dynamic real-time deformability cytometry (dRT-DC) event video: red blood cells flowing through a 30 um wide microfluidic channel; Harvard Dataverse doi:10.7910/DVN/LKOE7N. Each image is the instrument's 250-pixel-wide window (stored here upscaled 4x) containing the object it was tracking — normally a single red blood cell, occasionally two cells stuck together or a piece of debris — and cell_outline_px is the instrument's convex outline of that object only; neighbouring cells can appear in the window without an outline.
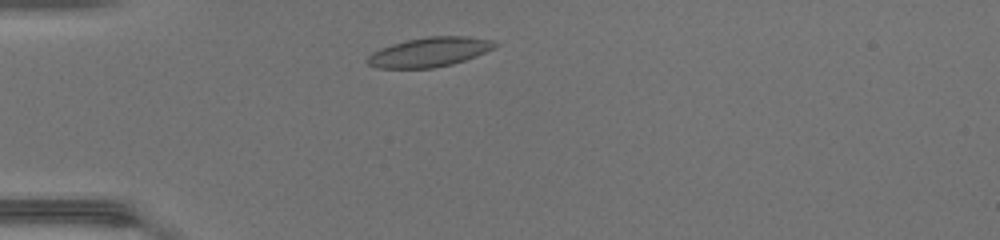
{"species": "common noctule bat (a hibernating species)", "species_latin": "Nyctalus noctula", "temperature_condition": "warm", "stored_images_in_passage": 38, "camera_frame_rate_fps": 3000, "um_per_image_px": 0.085, "animal": {"sex": "female", "body_mass_g": 17.0, "forearm_length_mm": 48.0}, "frame": {"image": 1, "passage_image": 4, "time_ms": 1.0, "image_size_px": [1000, 240], "cell_outline_px": [[500, 44], [476, 56], [452, 64], [432, 68], [376, 68], [368, 64], [364, 60], [372, 52], [392, 44], [408, 40], [428, 36], [464, 36], [492, 40]], "centroid_in_image_um": [36.47, 4.43], "position_along_channel_um": 48.5, "area_um2": 21.73}}
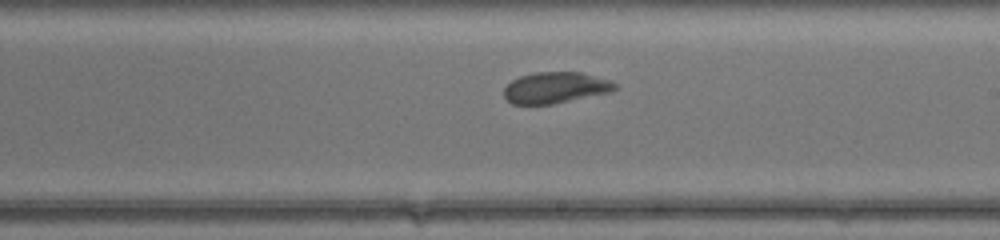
{"frame": {"image": 2, "passage_image": 19, "time_ms": 6.0, "image_size_px": [1000, 240], "cell_outline_px": [[616, 88], [608, 92], [552, 104], [512, 104], [504, 96], [504, 88], [512, 80], [520, 76], [536, 72], [580, 72], [608, 80], [616, 84]], "centroid_in_image_um": [47.16, 7.45], "position_along_channel_um": 241.8, "area_um2": 19.77}}
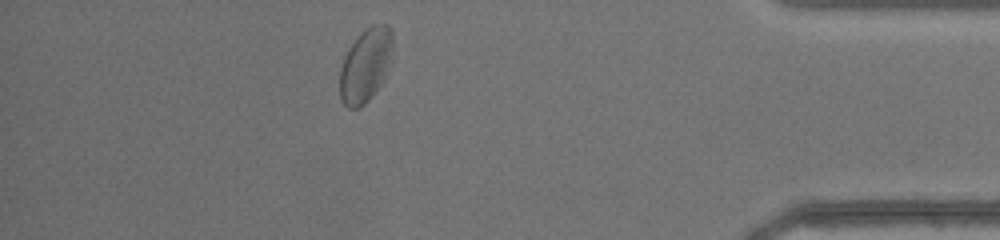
{"frame": {"image": 3, "passage_image": 33, "time_ms": 10.667, "image_size_px": [1000, 240], "cell_outline_px": [[392, 48], [384, 76], [380, 84], [368, 100], [360, 108], [348, 108], [340, 100], [340, 68], [344, 56], [348, 48], [372, 24], [388, 24], [392, 28]], "centroid_in_image_um": [31.04, 5.55], "position_along_channel_um": 404.2, "area_um2": 22.2}, "authors_computed_cell_mechanics": {"area_um2": 21.5594, "velocity_mm_per_s": 4.3156, "shape_relaxation_time_tau1_ms": 4.2084, "shape_relaxation_time_tau2_ms": 1.3588, "deformation_change_tau1": 0.1077, "deformation_change_tau2": 0.0604}}